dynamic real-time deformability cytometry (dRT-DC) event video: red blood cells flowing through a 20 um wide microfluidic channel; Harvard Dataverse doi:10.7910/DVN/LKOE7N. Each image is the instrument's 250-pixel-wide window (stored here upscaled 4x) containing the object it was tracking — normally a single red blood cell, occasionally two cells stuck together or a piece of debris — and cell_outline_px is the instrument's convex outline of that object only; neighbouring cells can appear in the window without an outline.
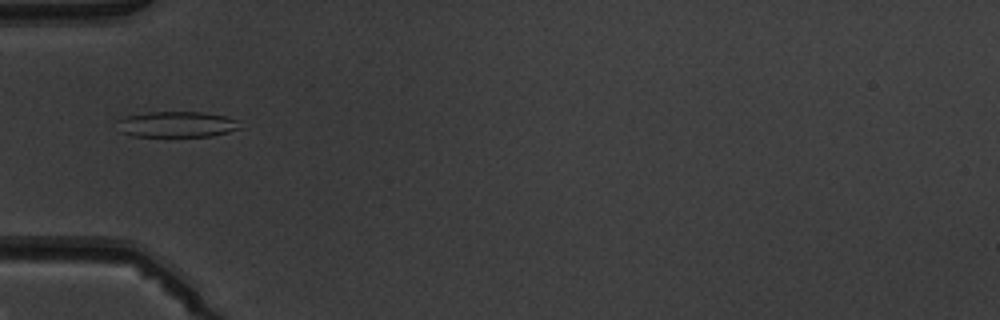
{"species": "common noctule bat (a hibernating species)", "species_latin": "Nyctalus noctula", "temperature_condition": "warm", "stored_images_in_passage": 7, "camera_frame_rate_fps": 3000, "um_per_image_px": 0.085, "animal": {"sex": "male", "body_mass_g": 19.5, "forearm_length_mm": 54.6}, "frame": {"image": 1, "passage_image": 5, "time_ms": 4.667, "image_size_px": [1000, 320], "cell_outline_px": [[244, 128], [212, 136], [132, 136], [116, 132], [116, 120], [128, 116], [148, 112], [204, 112], [224, 116], [236, 120]], "centroid_in_image_um": [14.98, 10.58], "position_along_channel_um": 70.0, "area_um2": 18.73}}
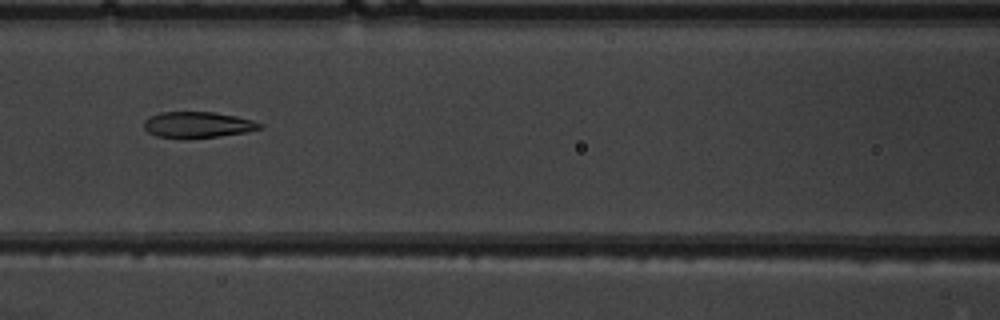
{"frame": {"image": 2, "passage_image": 7, "time_ms": 6.667, "image_size_px": [1000, 320], "cell_outline_px": [[264, 128], [244, 132], [220, 136], [188, 140], [184, 140], [156, 136], [148, 132], [144, 128], [144, 120], [148, 116], [160, 112], [212, 112], [236, 116], [252, 120], [264, 124]], "centroid_in_image_um": [16.77, 10.63], "position_along_channel_um": 149.8, "area_um2": 18.03}}